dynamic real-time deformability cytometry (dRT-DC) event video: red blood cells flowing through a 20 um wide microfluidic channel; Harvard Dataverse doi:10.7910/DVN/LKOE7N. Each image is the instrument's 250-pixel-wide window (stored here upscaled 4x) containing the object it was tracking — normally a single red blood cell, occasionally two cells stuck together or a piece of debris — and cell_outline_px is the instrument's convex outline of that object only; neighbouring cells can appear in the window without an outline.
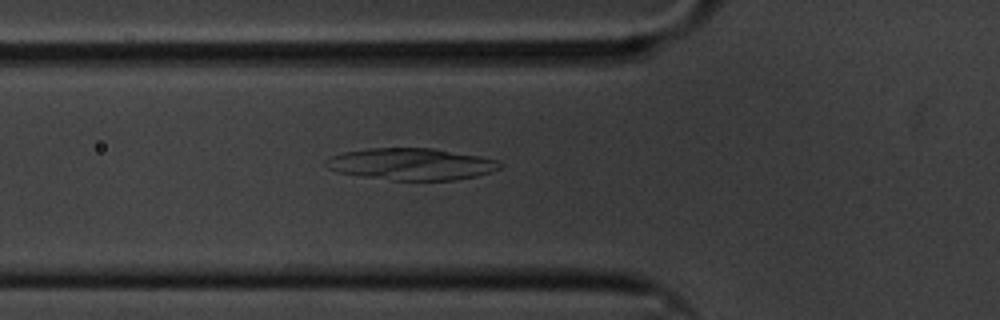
{"species": "common noctule bat (a hibernating species)", "species_latin": "Nyctalus noctula", "temperature_condition": "cold", "stored_images_in_passage": 60, "camera_frame_rate_fps": 3000, "um_per_image_px": 0.085, "animal": {"sex": "male", "body_mass_g": 20.1, "forearm_length_mm": 53.5}, "frame": {"image": 1, "passage_image": 21, "time_ms": 6.667, "image_size_px": [1000, 320], "cell_outline_px": [[504, 164], [500, 168], [476, 176], [456, 180], [392, 180], [364, 176], [340, 172], [328, 168], [324, 164], [324, 160], [340, 152], [368, 148], [432, 148], [480, 156], [500, 160]], "centroid_in_image_um": [34.97, 13.94], "position_along_channel_um": 90.8, "area_um2": 32.25}}
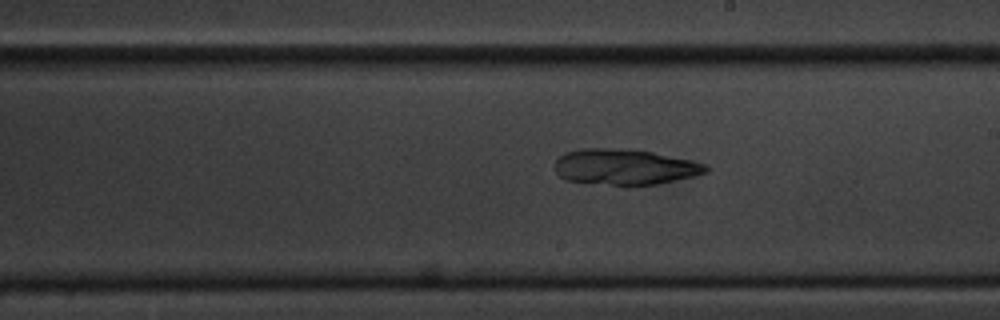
{"frame": {"image": 2, "passage_image": 34, "time_ms": 11.0, "image_size_px": [1000, 320], "cell_outline_px": [[708, 172], [660, 184], [628, 188], [564, 180], [552, 168], [552, 164], [564, 152], [580, 148], [632, 148], [692, 160], [704, 164], [708, 168]], "centroid_in_image_um": [53.04, 14.21], "position_along_channel_um": 236.0, "area_um2": 32.66}}
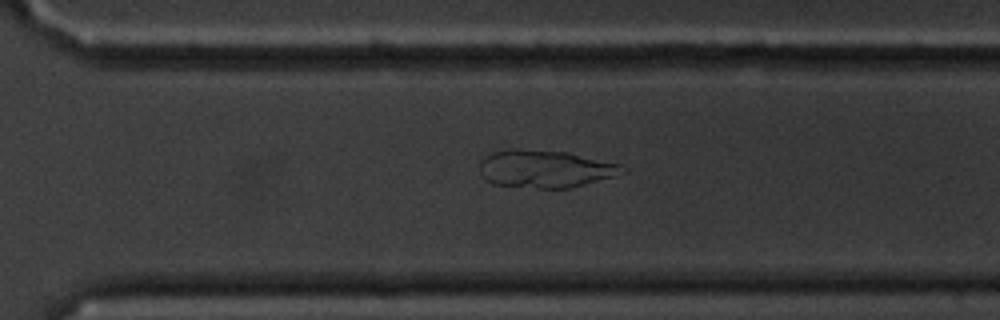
{"frame": {"image": 3, "passage_image": 42, "time_ms": 13.667, "image_size_px": [1000, 320], "cell_outline_px": [[628, 172], [584, 184], [568, 188], [540, 188], [492, 184], [484, 180], [480, 172], [480, 160], [484, 156], [492, 152], [512, 148], [516, 148], [568, 152], [624, 164], [628, 168]], "centroid_in_image_um": [46.36, 14.33], "position_along_channel_um": 324.2, "area_um2": 31.73}}